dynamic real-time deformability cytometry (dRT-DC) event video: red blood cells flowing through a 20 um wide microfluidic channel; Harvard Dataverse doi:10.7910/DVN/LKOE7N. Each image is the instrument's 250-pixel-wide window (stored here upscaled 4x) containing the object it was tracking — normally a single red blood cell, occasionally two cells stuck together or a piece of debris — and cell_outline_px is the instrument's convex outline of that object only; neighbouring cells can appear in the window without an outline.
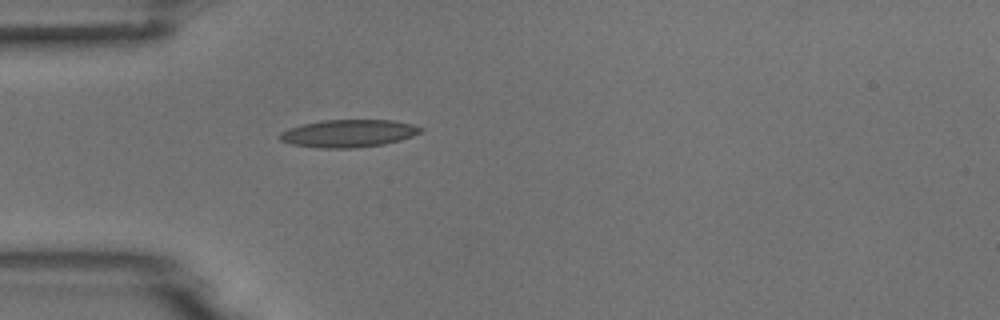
{"species": "common noctule bat (a hibernating species)", "species_latin": "Nyctalus noctula", "temperature_condition": "room temperature", "stored_images_in_passage": 1, "camera_frame_rate_fps": 3000, "um_per_image_px": 0.085, "animal": {"sex": "male", "body_mass_g": 18.8}, "frame": {"image": 1, "passage_image": 1, "time_ms": 0.0, "image_size_px": [1000, 320], "cell_outline_px": [[424, 128], [420, 132], [412, 136], [400, 140], [384, 144], [356, 148], [320, 148], [292, 144], [280, 140], [276, 136], [280, 132], [288, 128], [304, 124], [324, 120], [392, 120], [412, 124]], "centroid_in_image_um": [29.6, 11.34], "position_along_channel_um": 55.4, "area_um2": 22.66}}